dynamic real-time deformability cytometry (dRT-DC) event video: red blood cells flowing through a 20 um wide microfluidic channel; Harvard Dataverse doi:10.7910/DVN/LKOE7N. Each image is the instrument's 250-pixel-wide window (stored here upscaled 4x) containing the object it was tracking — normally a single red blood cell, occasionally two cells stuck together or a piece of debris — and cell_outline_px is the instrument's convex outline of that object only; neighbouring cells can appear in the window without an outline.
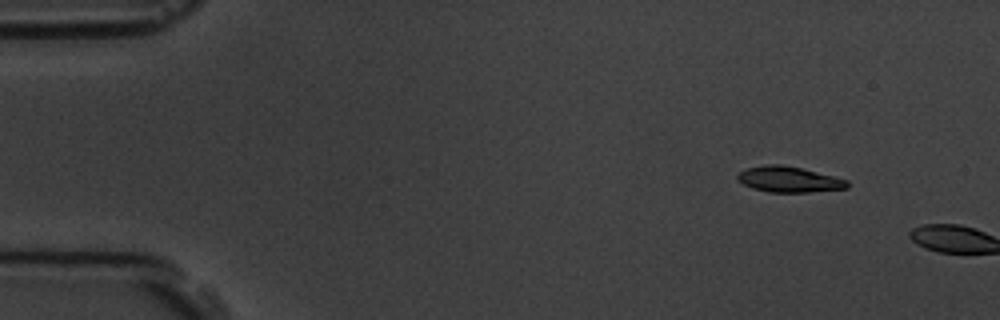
{"species": "common noctule bat (a hibernating species)", "species_latin": "Nyctalus noctula", "temperature_condition": "room temperature", "stored_images_in_passage": 2, "camera_frame_rate_fps": 3000, "um_per_image_px": 0.085, "animal": {"sex": "male", "body_mass_g": 19.5, "forearm_length_mm": 54.6}, "frame": {"image": 1, "passage_image": 1, "time_ms": 0.0, "image_size_px": [1000, 320], "cell_outline_px": [[848, 188], [808, 192], [768, 192], [752, 188], [736, 180], [736, 176], [740, 172], [748, 168], [764, 164], [780, 164], [800, 168], [848, 180]], "centroid_in_image_um": [67.02, 15.25], "position_along_channel_um": 18.0, "area_um2": 16.3}}